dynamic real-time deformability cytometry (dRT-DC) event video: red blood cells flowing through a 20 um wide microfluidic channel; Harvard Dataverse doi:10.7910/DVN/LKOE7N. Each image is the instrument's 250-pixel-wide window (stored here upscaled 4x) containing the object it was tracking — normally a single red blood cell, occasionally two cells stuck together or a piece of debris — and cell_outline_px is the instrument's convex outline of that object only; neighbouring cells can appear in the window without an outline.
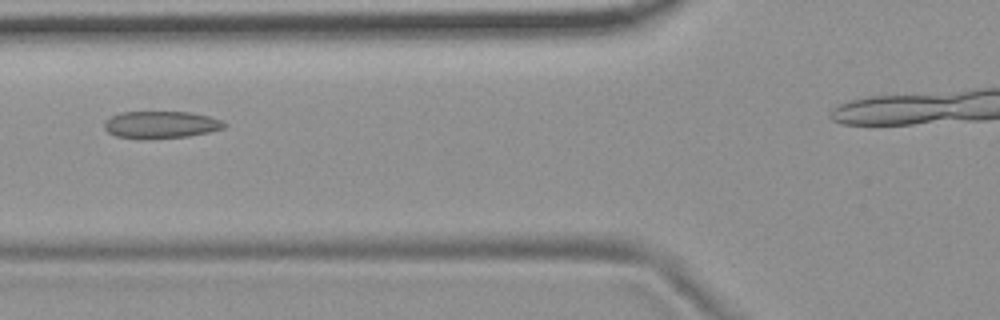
{"species": "common noctule bat (a hibernating species)", "species_latin": "Nyctalus noctula", "temperature_condition": "room temperature", "stored_images_in_passage": 2, "camera_frame_rate_fps": 3000, "um_per_image_px": 0.085, "animal": {"sex": "female", "body_mass_g": 19.9}, "frame": {"image": 1, "passage_image": 2, "time_ms": 0.333, "image_size_px": [1000, 320], "cell_outline_px": [[228, 124], [224, 128], [208, 132], [188, 136], [140, 140], [116, 136], [108, 132], [104, 128], [104, 120], [120, 112], [188, 112], [208, 116], [220, 120]], "centroid_in_image_um": [13.63, 10.61], "position_along_channel_um": 112.2, "area_um2": 19.13}}